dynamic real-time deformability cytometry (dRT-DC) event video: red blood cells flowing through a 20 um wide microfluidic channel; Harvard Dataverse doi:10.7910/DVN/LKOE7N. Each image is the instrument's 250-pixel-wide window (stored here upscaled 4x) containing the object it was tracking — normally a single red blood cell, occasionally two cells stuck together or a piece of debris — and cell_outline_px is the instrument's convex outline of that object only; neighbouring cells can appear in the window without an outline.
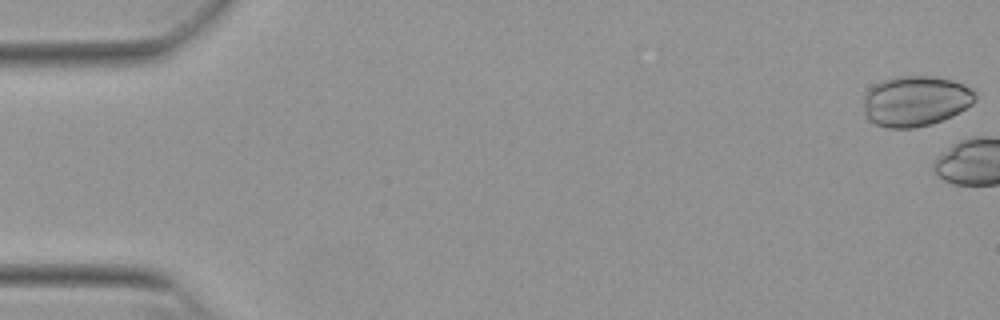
{"species": "Egyptian fruit bat (a non-hibernating species)", "species_latin": "Rousettus aegyptiacus", "temperature_condition": "warm", "stored_images_in_passage": 5, "camera_frame_rate_fps": 3000, "um_per_image_px": 0.085, "animal": {"sex": "female"}, "frame": {"image": 1, "passage_image": 1, "time_ms": 0.0, "image_size_px": [1000, 320], "cell_outline_px": [[976, 100], [972, 104], [960, 112], [952, 116], [932, 124], [912, 128], [888, 128], [876, 124], [868, 120], [864, 116], [864, 92], [868, 88], [880, 80], [896, 76], [928, 76], [952, 80], [964, 84], [972, 88], [976, 92]], "centroid_in_image_um": [77.8, 8.58], "position_along_channel_um": 7.2, "area_um2": 33.35}}